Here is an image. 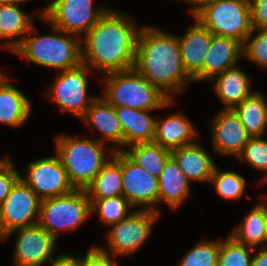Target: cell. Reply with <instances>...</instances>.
<instances>
[{
	"mask_svg": "<svg viewBox=\"0 0 267 266\" xmlns=\"http://www.w3.org/2000/svg\"><path fill=\"white\" fill-rule=\"evenodd\" d=\"M252 266H267V246L254 249Z\"/></svg>",
	"mask_w": 267,
	"mask_h": 266,
	"instance_id": "40",
	"label": "cell"
},
{
	"mask_svg": "<svg viewBox=\"0 0 267 266\" xmlns=\"http://www.w3.org/2000/svg\"><path fill=\"white\" fill-rule=\"evenodd\" d=\"M13 160H10L0 168V204L10 193L12 187L20 179L21 174L14 166Z\"/></svg>",
	"mask_w": 267,
	"mask_h": 266,
	"instance_id": "37",
	"label": "cell"
},
{
	"mask_svg": "<svg viewBox=\"0 0 267 266\" xmlns=\"http://www.w3.org/2000/svg\"><path fill=\"white\" fill-rule=\"evenodd\" d=\"M220 241L202 238L181 257L176 266H217Z\"/></svg>",
	"mask_w": 267,
	"mask_h": 266,
	"instance_id": "34",
	"label": "cell"
},
{
	"mask_svg": "<svg viewBox=\"0 0 267 266\" xmlns=\"http://www.w3.org/2000/svg\"><path fill=\"white\" fill-rule=\"evenodd\" d=\"M48 266H80V256L61 253Z\"/></svg>",
	"mask_w": 267,
	"mask_h": 266,
	"instance_id": "39",
	"label": "cell"
},
{
	"mask_svg": "<svg viewBox=\"0 0 267 266\" xmlns=\"http://www.w3.org/2000/svg\"><path fill=\"white\" fill-rule=\"evenodd\" d=\"M158 187V205L165 203L172 211L178 210L192 192L191 182L172 156L158 177Z\"/></svg>",
	"mask_w": 267,
	"mask_h": 266,
	"instance_id": "23",
	"label": "cell"
},
{
	"mask_svg": "<svg viewBox=\"0 0 267 266\" xmlns=\"http://www.w3.org/2000/svg\"><path fill=\"white\" fill-rule=\"evenodd\" d=\"M122 12L110 7L81 38L82 62L101 76L134 68L141 27Z\"/></svg>",
	"mask_w": 267,
	"mask_h": 266,
	"instance_id": "1",
	"label": "cell"
},
{
	"mask_svg": "<svg viewBox=\"0 0 267 266\" xmlns=\"http://www.w3.org/2000/svg\"><path fill=\"white\" fill-rule=\"evenodd\" d=\"M28 1L29 0H0V3H6V4H10V5H18V6H20L21 3H26Z\"/></svg>",
	"mask_w": 267,
	"mask_h": 266,
	"instance_id": "42",
	"label": "cell"
},
{
	"mask_svg": "<svg viewBox=\"0 0 267 266\" xmlns=\"http://www.w3.org/2000/svg\"><path fill=\"white\" fill-rule=\"evenodd\" d=\"M9 75L0 82V124L20 129L32 114L33 103L12 83Z\"/></svg>",
	"mask_w": 267,
	"mask_h": 266,
	"instance_id": "22",
	"label": "cell"
},
{
	"mask_svg": "<svg viewBox=\"0 0 267 266\" xmlns=\"http://www.w3.org/2000/svg\"><path fill=\"white\" fill-rule=\"evenodd\" d=\"M90 201L91 215L96 213L99 221L108 228L126 219L136 210L123 195Z\"/></svg>",
	"mask_w": 267,
	"mask_h": 266,
	"instance_id": "30",
	"label": "cell"
},
{
	"mask_svg": "<svg viewBox=\"0 0 267 266\" xmlns=\"http://www.w3.org/2000/svg\"><path fill=\"white\" fill-rule=\"evenodd\" d=\"M95 4V0H51L38 21L82 38L110 8Z\"/></svg>",
	"mask_w": 267,
	"mask_h": 266,
	"instance_id": "10",
	"label": "cell"
},
{
	"mask_svg": "<svg viewBox=\"0 0 267 266\" xmlns=\"http://www.w3.org/2000/svg\"><path fill=\"white\" fill-rule=\"evenodd\" d=\"M264 95L255 90L233 108L251 137H264L267 129V100Z\"/></svg>",
	"mask_w": 267,
	"mask_h": 266,
	"instance_id": "28",
	"label": "cell"
},
{
	"mask_svg": "<svg viewBox=\"0 0 267 266\" xmlns=\"http://www.w3.org/2000/svg\"><path fill=\"white\" fill-rule=\"evenodd\" d=\"M229 234L238 242L252 248L267 246V220L264 212V194ZM261 200V201H260Z\"/></svg>",
	"mask_w": 267,
	"mask_h": 266,
	"instance_id": "26",
	"label": "cell"
},
{
	"mask_svg": "<svg viewBox=\"0 0 267 266\" xmlns=\"http://www.w3.org/2000/svg\"><path fill=\"white\" fill-rule=\"evenodd\" d=\"M134 69L170 100L194 83L183 67L178 35L156 26H141Z\"/></svg>",
	"mask_w": 267,
	"mask_h": 266,
	"instance_id": "2",
	"label": "cell"
},
{
	"mask_svg": "<svg viewBox=\"0 0 267 266\" xmlns=\"http://www.w3.org/2000/svg\"><path fill=\"white\" fill-rule=\"evenodd\" d=\"M182 36L178 35L181 61L194 83L203 82V65L214 35L196 18Z\"/></svg>",
	"mask_w": 267,
	"mask_h": 266,
	"instance_id": "16",
	"label": "cell"
},
{
	"mask_svg": "<svg viewBox=\"0 0 267 266\" xmlns=\"http://www.w3.org/2000/svg\"><path fill=\"white\" fill-rule=\"evenodd\" d=\"M41 201L20 178L0 204V240L13 229L38 224Z\"/></svg>",
	"mask_w": 267,
	"mask_h": 266,
	"instance_id": "12",
	"label": "cell"
},
{
	"mask_svg": "<svg viewBox=\"0 0 267 266\" xmlns=\"http://www.w3.org/2000/svg\"><path fill=\"white\" fill-rule=\"evenodd\" d=\"M24 174L20 178L41 200L62 196L75 189L56 153L53 156L28 162Z\"/></svg>",
	"mask_w": 267,
	"mask_h": 266,
	"instance_id": "13",
	"label": "cell"
},
{
	"mask_svg": "<svg viewBox=\"0 0 267 266\" xmlns=\"http://www.w3.org/2000/svg\"><path fill=\"white\" fill-rule=\"evenodd\" d=\"M123 130V151L135 144L152 142L155 136L156 118L153 111L128 107H115Z\"/></svg>",
	"mask_w": 267,
	"mask_h": 266,
	"instance_id": "25",
	"label": "cell"
},
{
	"mask_svg": "<svg viewBox=\"0 0 267 266\" xmlns=\"http://www.w3.org/2000/svg\"><path fill=\"white\" fill-rule=\"evenodd\" d=\"M124 152L139 166L157 178L171 156L170 150L161 147L154 141L132 145Z\"/></svg>",
	"mask_w": 267,
	"mask_h": 266,
	"instance_id": "29",
	"label": "cell"
},
{
	"mask_svg": "<svg viewBox=\"0 0 267 266\" xmlns=\"http://www.w3.org/2000/svg\"><path fill=\"white\" fill-rule=\"evenodd\" d=\"M253 29H267V0H249Z\"/></svg>",
	"mask_w": 267,
	"mask_h": 266,
	"instance_id": "38",
	"label": "cell"
},
{
	"mask_svg": "<svg viewBox=\"0 0 267 266\" xmlns=\"http://www.w3.org/2000/svg\"><path fill=\"white\" fill-rule=\"evenodd\" d=\"M236 159L262 173L258 185H267V139L265 137H251Z\"/></svg>",
	"mask_w": 267,
	"mask_h": 266,
	"instance_id": "32",
	"label": "cell"
},
{
	"mask_svg": "<svg viewBox=\"0 0 267 266\" xmlns=\"http://www.w3.org/2000/svg\"><path fill=\"white\" fill-rule=\"evenodd\" d=\"M122 188L121 151H114L85 191L89 199H105L123 195Z\"/></svg>",
	"mask_w": 267,
	"mask_h": 266,
	"instance_id": "27",
	"label": "cell"
},
{
	"mask_svg": "<svg viewBox=\"0 0 267 266\" xmlns=\"http://www.w3.org/2000/svg\"><path fill=\"white\" fill-rule=\"evenodd\" d=\"M243 43L237 39L213 35L210 48L203 65V82L211 81L241 61Z\"/></svg>",
	"mask_w": 267,
	"mask_h": 266,
	"instance_id": "21",
	"label": "cell"
},
{
	"mask_svg": "<svg viewBox=\"0 0 267 266\" xmlns=\"http://www.w3.org/2000/svg\"><path fill=\"white\" fill-rule=\"evenodd\" d=\"M91 217V201L85 189L41 201L38 224L57 241L60 232L75 231Z\"/></svg>",
	"mask_w": 267,
	"mask_h": 266,
	"instance_id": "6",
	"label": "cell"
},
{
	"mask_svg": "<svg viewBox=\"0 0 267 266\" xmlns=\"http://www.w3.org/2000/svg\"><path fill=\"white\" fill-rule=\"evenodd\" d=\"M32 25L22 43L12 52L36 65L65 71L82 62L81 38L49 24V34L40 35ZM38 33V34H37Z\"/></svg>",
	"mask_w": 267,
	"mask_h": 266,
	"instance_id": "3",
	"label": "cell"
},
{
	"mask_svg": "<svg viewBox=\"0 0 267 266\" xmlns=\"http://www.w3.org/2000/svg\"><path fill=\"white\" fill-rule=\"evenodd\" d=\"M171 156L191 183L210 184L216 167L213 157L198 141L173 149Z\"/></svg>",
	"mask_w": 267,
	"mask_h": 266,
	"instance_id": "20",
	"label": "cell"
},
{
	"mask_svg": "<svg viewBox=\"0 0 267 266\" xmlns=\"http://www.w3.org/2000/svg\"><path fill=\"white\" fill-rule=\"evenodd\" d=\"M12 234L16 235L13 266H45L58 256L54 255L58 241L39 224L13 229L0 243Z\"/></svg>",
	"mask_w": 267,
	"mask_h": 266,
	"instance_id": "11",
	"label": "cell"
},
{
	"mask_svg": "<svg viewBox=\"0 0 267 266\" xmlns=\"http://www.w3.org/2000/svg\"><path fill=\"white\" fill-rule=\"evenodd\" d=\"M156 118L154 142L170 151L196 142L198 131L183 112Z\"/></svg>",
	"mask_w": 267,
	"mask_h": 266,
	"instance_id": "19",
	"label": "cell"
},
{
	"mask_svg": "<svg viewBox=\"0 0 267 266\" xmlns=\"http://www.w3.org/2000/svg\"><path fill=\"white\" fill-rule=\"evenodd\" d=\"M116 257L103 251L98 245L88 248L85 255L80 256V266H118Z\"/></svg>",
	"mask_w": 267,
	"mask_h": 266,
	"instance_id": "36",
	"label": "cell"
},
{
	"mask_svg": "<svg viewBox=\"0 0 267 266\" xmlns=\"http://www.w3.org/2000/svg\"><path fill=\"white\" fill-rule=\"evenodd\" d=\"M264 212L267 220V193L264 194Z\"/></svg>",
	"mask_w": 267,
	"mask_h": 266,
	"instance_id": "45",
	"label": "cell"
},
{
	"mask_svg": "<svg viewBox=\"0 0 267 266\" xmlns=\"http://www.w3.org/2000/svg\"><path fill=\"white\" fill-rule=\"evenodd\" d=\"M3 69L0 68V82L4 81L9 75L5 73L4 71L2 72Z\"/></svg>",
	"mask_w": 267,
	"mask_h": 266,
	"instance_id": "44",
	"label": "cell"
},
{
	"mask_svg": "<svg viewBox=\"0 0 267 266\" xmlns=\"http://www.w3.org/2000/svg\"><path fill=\"white\" fill-rule=\"evenodd\" d=\"M88 129L94 133L99 132V142L107 145L113 151H123V130L118 119L115 107L109 104L101 95L98 96L86 110L85 115L80 119ZM113 144V145H112Z\"/></svg>",
	"mask_w": 267,
	"mask_h": 266,
	"instance_id": "17",
	"label": "cell"
},
{
	"mask_svg": "<svg viewBox=\"0 0 267 266\" xmlns=\"http://www.w3.org/2000/svg\"><path fill=\"white\" fill-rule=\"evenodd\" d=\"M160 213L153 210H134L126 219L110 226L105 238L106 245L98 246L119 258L133 256L150 238Z\"/></svg>",
	"mask_w": 267,
	"mask_h": 266,
	"instance_id": "9",
	"label": "cell"
},
{
	"mask_svg": "<svg viewBox=\"0 0 267 266\" xmlns=\"http://www.w3.org/2000/svg\"><path fill=\"white\" fill-rule=\"evenodd\" d=\"M54 140L55 153L75 189H86L114 154L109 145L89 136L59 134Z\"/></svg>",
	"mask_w": 267,
	"mask_h": 266,
	"instance_id": "4",
	"label": "cell"
},
{
	"mask_svg": "<svg viewBox=\"0 0 267 266\" xmlns=\"http://www.w3.org/2000/svg\"><path fill=\"white\" fill-rule=\"evenodd\" d=\"M122 194L137 210L158 208V178L134 162L124 151H121Z\"/></svg>",
	"mask_w": 267,
	"mask_h": 266,
	"instance_id": "14",
	"label": "cell"
},
{
	"mask_svg": "<svg viewBox=\"0 0 267 266\" xmlns=\"http://www.w3.org/2000/svg\"><path fill=\"white\" fill-rule=\"evenodd\" d=\"M239 65L228 68L211 80L214 83V92L224 106L223 109H233L255 91L252 88L251 77Z\"/></svg>",
	"mask_w": 267,
	"mask_h": 266,
	"instance_id": "24",
	"label": "cell"
},
{
	"mask_svg": "<svg viewBox=\"0 0 267 266\" xmlns=\"http://www.w3.org/2000/svg\"><path fill=\"white\" fill-rule=\"evenodd\" d=\"M10 156L6 155L3 158L0 159V168H2L9 160Z\"/></svg>",
	"mask_w": 267,
	"mask_h": 266,
	"instance_id": "43",
	"label": "cell"
},
{
	"mask_svg": "<svg viewBox=\"0 0 267 266\" xmlns=\"http://www.w3.org/2000/svg\"><path fill=\"white\" fill-rule=\"evenodd\" d=\"M36 13L29 14L18 5L0 3V48L13 52L28 34L36 20L44 17L45 6ZM38 13V15H37Z\"/></svg>",
	"mask_w": 267,
	"mask_h": 266,
	"instance_id": "18",
	"label": "cell"
},
{
	"mask_svg": "<svg viewBox=\"0 0 267 266\" xmlns=\"http://www.w3.org/2000/svg\"><path fill=\"white\" fill-rule=\"evenodd\" d=\"M102 77L105 86L101 96L114 107L157 111L175 104V99L170 100L134 68L111 72Z\"/></svg>",
	"mask_w": 267,
	"mask_h": 266,
	"instance_id": "5",
	"label": "cell"
},
{
	"mask_svg": "<svg viewBox=\"0 0 267 266\" xmlns=\"http://www.w3.org/2000/svg\"><path fill=\"white\" fill-rule=\"evenodd\" d=\"M91 74L94 75V72L84 63L72 69L59 71L49 84L48 90L46 89L45 95L62 113H70L80 120L98 97L88 94Z\"/></svg>",
	"mask_w": 267,
	"mask_h": 266,
	"instance_id": "8",
	"label": "cell"
},
{
	"mask_svg": "<svg viewBox=\"0 0 267 266\" xmlns=\"http://www.w3.org/2000/svg\"><path fill=\"white\" fill-rule=\"evenodd\" d=\"M254 248L238 242L228 233L227 237L220 241L217 266H252Z\"/></svg>",
	"mask_w": 267,
	"mask_h": 266,
	"instance_id": "33",
	"label": "cell"
},
{
	"mask_svg": "<svg viewBox=\"0 0 267 266\" xmlns=\"http://www.w3.org/2000/svg\"><path fill=\"white\" fill-rule=\"evenodd\" d=\"M243 58L254 62L262 69H267V29L251 31L243 43Z\"/></svg>",
	"mask_w": 267,
	"mask_h": 266,
	"instance_id": "35",
	"label": "cell"
},
{
	"mask_svg": "<svg viewBox=\"0 0 267 266\" xmlns=\"http://www.w3.org/2000/svg\"><path fill=\"white\" fill-rule=\"evenodd\" d=\"M192 17L214 35L242 43L253 30L249 0H214L200 7Z\"/></svg>",
	"mask_w": 267,
	"mask_h": 266,
	"instance_id": "7",
	"label": "cell"
},
{
	"mask_svg": "<svg viewBox=\"0 0 267 266\" xmlns=\"http://www.w3.org/2000/svg\"><path fill=\"white\" fill-rule=\"evenodd\" d=\"M210 185L214 186L219 197L225 200H239L245 195L246 180L242 174L232 170H222L216 165Z\"/></svg>",
	"mask_w": 267,
	"mask_h": 266,
	"instance_id": "31",
	"label": "cell"
},
{
	"mask_svg": "<svg viewBox=\"0 0 267 266\" xmlns=\"http://www.w3.org/2000/svg\"><path fill=\"white\" fill-rule=\"evenodd\" d=\"M210 121L212 151L236 159L251 138L238 115L221 108Z\"/></svg>",
	"mask_w": 267,
	"mask_h": 266,
	"instance_id": "15",
	"label": "cell"
},
{
	"mask_svg": "<svg viewBox=\"0 0 267 266\" xmlns=\"http://www.w3.org/2000/svg\"><path fill=\"white\" fill-rule=\"evenodd\" d=\"M179 1L186 2L188 5H190L189 12L192 16L204 4L214 0H179Z\"/></svg>",
	"mask_w": 267,
	"mask_h": 266,
	"instance_id": "41",
	"label": "cell"
}]
</instances>
